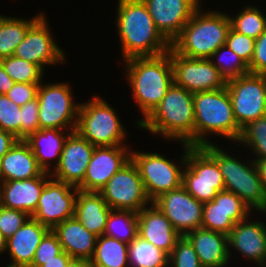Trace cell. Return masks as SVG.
<instances>
[{
  "mask_svg": "<svg viewBox=\"0 0 266 267\" xmlns=\"http://www.w3.org/2000/svg\"><path fill=\"white\" fill-rule=\"evenodd\" d=\"M115 26L124 60L158 56L169 51L171 43L157 29L142 0H118Z\"/></svg>",
  "mask_w": 266,
  "mask_h": 267,
  "instance_id": "6da1fadb",
  "label": "cell"
},
{
  "mask_svg": "<svg viewBox=\"0 0 266 267\" xmlns=\"http://www.w3.org/2000/svg\"><path fill=\"white\" fill-rule=\"evenodd\" d=\"M123 62L133 100L143 116L135 122L139 125L154 111L174 83L171 58L168 51L158 56L132 57Z\"/></svg>",
  "mask_w": 266,
  "mask_h": 267,
  "instance_id": "7a4b0ae2",
  "label": "cell"
},
{
  "mask_svg": "<svg viewBox=\"0 0 266 267\" xmlns=\"http://www.w3.org/2000/svg\"><path fill=\"white\" fill-rule=\"evenodd\" d=\"M194 94L173 83L165 97L138 128L163 139L194 146Z\"/></svg>",
  "mask_w": 266,
  "mask_h": 267,
  "instance_id": "3957f363",
  "label": "cell"
},
{
  "mask_svg": "<svg viewBox=\"0 0 266 267\" xmlns=\"http://www.w3.org/2000/svg\"><path fill=\"white\" fill-rule=\"evenodd\" d=\"M202 6L193 13L171 43V48L182 56L210 59L213 53L226 43L231 29L229 14L223 11H207L202 9Z\"/></svg>",
  "mask_w": 266,
  "mask_h": 267,
  "instance_id": "277c9868",
  "label": "cell"
},
{
  "mask_svg": "<svg viewBox=\"0 0 266 267\" xmlns=\"http://www.w3.org/2000/svg\"><path fill=\"white\" fill-rule=\"evenodd\" d=\"M194 146L213 143L208 135H216L233 141L240 137L241 129L234 117L227 88L194 93Z\"/></svg>",
  "mask_w": 266,
  "mask_h": 267,
  "instance_id": "5b68a950",
  "label": "cell"
},
{
  "mask_svg": "<svg viewBox=\"0 0 266 267\" xmlns=\"http://www.w3.org/2000/svg\"><path fill=\"white\" fill-rule=\"evenodd\" d=\"M201 147L218 163L225 182L224 190L240 197L252 212L255 209L258 213L266 214V192L254 160L240 161L215 142Z\"/></svg>",
  "mask_w": 266,
  "mask_h": 267,
  "instance_id": "8992f818",
  "label": "cell"
},
{
  "mask_svg": "<svg viewBox=\"0 0 266 267\" xmlns=\"http://www.w3.org/2000/svg\"><path fill=\"white\" fill-rule=\"evenodd\" d=\"M75 131L96 147L126 146L128 132L118 113L98 95L80 103Z\"/></svg>",
  "mask_w": 266,
  "mask_h": 267,
  "instance_id": "52a82bcc",
  "label": "cell"
},
{
  "mask_svg": "<svg viewBox=\"0 0 266 267\" xmlns=\"http://www.w3.org/2000/svg\"><path fill=\"white\" fill-rule=\"evenodd\" d=\"M183 147L179 164L157 152L131 151V159L137 165L147 197L153 202L160 195L182 185V174L186 165L187 144ZM181 164V165H180Z\"/></svg>",
  "mask_w": 266,
  "mask_h": 267,
  "instance_id": "ba28073f",
  "label": "cell"
},
{
  "mask_svg": "<svg viewBox=\"0 0 266 267\" xmlns=\"http://www.w3.org/2000/svg\"><path fill=\"white\" fill-rule=\"evenodd\" d=\"M67 82L40 83L39 129L76 130L80 103L73 99Z\"/></svg>",
  "mask_w": 266,
  "mask_h": 267,
  "instance_id": "9c48e42d",
  "label": "cell"
},
{
  "mask_svg": "<svg viewBox=\"0 0 266 267\" xmlns=\"http://www.w3.org/2000/svg\"><path fill=\"white\" fill-rule=\"evenodd\" d=\"M182 186L203 203L212 201L225 188L218 163L201 146L187 145Z\"/></svg>",
  "mask_w": 266,
  "mask_h": 267,
  "instance_id": "30bf717a",
  "label": "cell"
},
{
  "mask_svg": "<svg viewBox=\"0 0 266 267\" xmlns=\"http://www.w3.org/2000/svg\"><path fill=\"white\" fill-rule=\"evenodd\" d=\"M233 113L240 129L266 116V75L246 74L227 81Z\"/></svg>",
  "mask_w": 266,
  "mask_h": 267,
  "instance_id": "8fae6325",
  "label": "cell"
},
{
  "mask_svg": "<svg viewBox=\"0 0 266 267\" xmlns=\"http://www.w3.org/2000/svg\"><path fill=\"white\" fill-rule=\"evenodd\" d=\"M112 210L139 212L150 205L137 165L131 159L99 191Z\"/></svg>",
  "mask_w": 266,
  "mask_h": 267,
  "instance_id": "7c38bea8",
  "label": "cell"
},
{
  "mask_svg": "<svg viewBox=\"0 0 266 267\" xmlns=\"http://www.w3.org/2000/svg\"><path fill=\"white\" fill-rule=\"evenodd\" d=\"M174 83L191 93L219 90L227 81L213 65L211 59H194L169 49Z\"/></svg>",
  "mask_w": 266,
  "mask_h": 267,
  "instance_id": "4fadbf2b",
  "label": "cell"
},
{
  "mask_svg": "<svg viewBox=\"0 0 266 267\" xmlns=\"http://www.w3.org/2000/svg\"><path fill=\"white\" fill-rule=\"evenodd\" d=\"M48 18L43 14L27 31L13 56L38 65L43 71L47 65L64 64L66 53L52 36ZM54 37V38H53Z\"/></svg>",
  "mask_w": 266,
  "mask_h": 267,
  "instance_id": "5bb4252c",
  "label": "cell"
},
{
  "mask_svg": "<svg viewBox=\"0 0 266 267\" xmlns=\"http://www.w3.org/2000/svg\"><path fill=\"white\" fill-rule=\"evenodd\" d=\"M78 188L50 178L40 195L37 209L31 216L52 230L61 222L73 218Z\"/></svg>",
  "mask_w": 266,
  "mask_h": 267,
  "instance_id": "9a60e30c",
  "label": "cell"
},
{
  "mask_svg": "<svg viewBox=\"0 0 266 267\" xmlns=\"http://www.w3.org/2000/svg\"><path fill=\"white\" fill-rule=\"evenodd\" d=\"M152 203L163 212L181 236L201 228L204 203L195 199L182 185L160 195Z\"/></svg>",
  "mask_w": 266,
  "mask_h": 267,
  "instance_id": "2e32d148",
  "label": "cell"
},
{
  "mask_svg": "<svg viewBox=\"0 0 266 267\" xmlns=\"http://www.w3.org/2000/svg\"><path fill=\"white\" fill-rule=\"evenodd\" d=\"M252 215V210L233 192L222 190L203 204L201 228L229 235L236 223Z\"/></svg>",
  "mask_w": 266,
  "mask_h": 267,
  "instance_id": "e0dca14e",
  "label": "cell"
},
{
  "mask_svg": "<svg viewBox=\"0 0 266 267\" xmlns=\"http://www.w3.org/2000/svg\"><path fill=\"white\" fill-rule=\"evenodd\" d=\"M95 147L78 132H70L65 141L59 164L50 173L51 177L78 187L83 182Z\"/></svg>",
  "mask_w": 266,
  "mask_h": 267,
  "instance_id": "ac0fdd59",
  "label": "cell"
},
{
  "mask_svg": "<svg viewBox=\"0 0 266 267\" xmlns=\"http://www.w3.org/2000/svg\"><path fill=\"white\" fill-rule=\"evenodd\" d=\"M131 151L127 146L95 147L83 182L77 188L87 192L101 191L109 179L131 160Z\"/></svg>",
  "mask_w": 266,
  "mask_h": 267,
  "instance_id": "d6986e66",
  "label": "cell"
},
{
  "mask_svg": "<svg viewBox=\"0 0 266 267\" xmlns=\"http://www.w3.org/2000/svg\"><path fill=\"white\" fill-rule=\"evenodd\" d=\"M160 33L170 42L180 34L202 0H142Z\"/></svg>",
  "mask_w": 266,
  "mask_h": 267,
  "instance_id": "ffe728a7",
  "label": "cell"
},
{
  "mask_svg": "<svg viewBox=\"0 0 266 267\" xmlns=\"http://www.w3.org/2000/svg\"><path fill=\"white\" fill-rule=\"evenodd\" d=\"M266 223L248 217L236 223L228 235L229 259L234 249L259 267H266Z\"/></svg>",
  "mask_w": 266,
  "mask_h": 267,
  "instance_id": "44dd1931",
  "label": "cell"
},
{
  "mask_svg": "<svg viewBox=\"0 0 266 267\" xmlns=\"http://www.w3.org/2000/svg\"><path fill=\"white\" fill-rule=\"evenodd\" d=\"M50 178V173L44 171L40 176L30 179L0 182V205L32 216L37 209L42 190Z\"/></svg>",
  "mask_w": 266,
  "mask_h": 267,
  "instance_id": "7402d4cb",
  "label": "cell"
},
{
  "mask_svg": "<svg viewBox=\"0 0 266 267\" xmlns=\"http://www.w3.org/2000/svg\"><path fill=\"white\" fill-rule=\"evenodd\" d=\"M138 236L151 242L168 255L181 237L169 219L152 202L138 212Z\"/></svg>",
  "mask_w": 266,
  "mask_h": 267,
  "instance_id": "603a6c76",
  "label": "cell"
},
{
  "mask_svg": "<svg viewBox=\"0 0 266 267\" xmlns=\"http://www.w3.org/2000/svg\"><path fill=\"white\" fill-rule=\"evenodd\" d=\"M50 229L42 225L33 217L27 221L7 239L6 253L10 262L6 267H29L41 240Z\"/></svg>",
  "mask_w": 266,
  "mask_h": 267,
  "instance_id": "cb8c5ba5",
  "label": "cell"
},
{
  "mask_svg": "<svg viewBox=\"0 0 266 267\" xmlns=\"http://www.w3.org/2000/svg\"><path fill=\"white\" fill-rule=\"evenodd\" d=\"M185 237L193 245L203 267H226L229 264L227 235L197 228Z\"/></svg>",
  "mask_w": 266,
  "mask_h": 267,
  "instance_id": "d4e9b609",
  "label": "cell"
},
{
  "mask_svg": "<svg viewBox=\"0 0 266 267\" xmlns=\"http://www.w3.org/2000/svg\"><path fill=\"white\" fill-rule=\"evenodd\" d=\"M52 231L56 234L63 251L71 258H93L97 236L89 232L75 217L61 222Z\"/></svg>",
  "mask_w": 266,
  "mask_h": 267,
  "instance_id": "484cf974",
  "label": "cell"
},
{
  "mask_svg": "<svg viewBox=\"0 0 266 267\" xmlns=\"http://www.w3.org/2000/svg\"><path fill=\"white\" fill-rule=\"evenodd\" d=\"M43 172L24 140H18L0 159V182L30 179Z\"/></svg>",
  "mask_w": 266,
  "mask_h": 267,
  "instance_id": "4316f807",
  "label": "cell"
},
{
  "mask_svg": "<svg viewBox=\"0 0 266 267\" xmlns=\"http://www.w3.org/2000/svg\"><path fill=\"white\" fill-rule=\"evenodd\" d=\"M72 131L75 130L38 129L24 140L45 172L51 173L53 167L59 164L65 141ZM51 160H55V166H52Z\"/></svg>",
  "mask_w": 266,
  "mask_h": 267,
  "instance_id": "83f0119b",
  "label": "cell"
},
{
  "mask_svg": "<svg viewBox=\"0 0 266 267\" xmlns=\"http://www.w3.org/2000/svg\"><path fill=\"white\" fill-rule=\"evenodd\" d=\"M111 210L99 192L78 190L74 217L97 237L104 234L107 218Z\"/></svg>",
  "mask_w": 266,
  "mask_h": 267,
  "instance_id": "f1b7e54d",
  "label": "cell"
},
{
  "mask_svg": "<svg viewBox=\"0 0 266 267\" xmlns=\"http://www.w3.org/2000/svg\"><path fill=\"white\" fill-rule=\"evenodd\" d=\"M43 15L31 19L14 18L0 15V59L12 56L17 46L23 41L29 28Z\"/></svg>",
  "mask_w": 266,
  "mask_h": 267,
  "instance_id": "f546056e",
  "label": "cell"
},
{
  "mask_svg": "<svg viewBox=\"0 0 266 267\" xmlns=\"http://www.w3.org/2000/svg\"><path fill=\"white\" fill-rule=\"evenodd\" d=\"M90 261L93 267H129L128 244L101 235L97 237L95 253Z\"/></svg>",
  "mask_w": 266,
  "mask_h": 267,
  "instance_id": "4dcf8cb0",
  "label": "cell"
},
{
  "mask_svg": "<svg viewBox=\"0 0 266 267\" xmlns=\"http://www.w3.org/2000/svg\"><path fill=\"white\" fill-rule=\"evenodd\" d=\"M129 267H169V255L137 236L128 244Z\"/></svg>",
  "mask_w": 266,
  "mask_h": 267,
  "instance_id": "1f68e13d",
  "label": "cell"
},
{
  "mask_svg": "<svg viewBox=\"0 0 266 267\" xmlns=\"http://www.w3.org/2000/svg\"><path fill=\"white\" fill-rule=\"evenodd\" d=\"M103 235L129 244L138 236V213L132 210H111Z\"/></svg>",
  "mask_w": 266,
  "mask_h": 267,
  "instance_id": "d6a6232c",
  "label": "cell"
},
{
  "mask_svg": "<svg viewBox=\"0 0 266 267\" xmlns=\"http://www.w3.org/2000/svg\"><path fill=\"white\" fill-rule=\"evenodd\" d=\"M229 18L235 31L254 39L266 30V15L257 6L246 5L235 16L229 15Z\"/></svg>",
  "mask_w": 266,
  "mask_h": 267,
  "instance_id": "836d02e7",
  "label": "cell"
},
{
  "mask_svg": "<svg viewBox=\"0 0 266 267\" xmlns=\"http://www.w3.org/2000/svg\"><path fill=\"white\" fill-rule=\"evenodd\" d=\"M236 143L251 148V153L255 154L253 160L266 159V116L243 127Z\"/></svg>",
  "mask_w": 266,
  "mask_h": 267,
  "instance_id": "e575fe53",
  "label": "cell"
},
{
  "mask_svg": "<svg viewBox=\"0 0 266 267\" xmlns=\"http://www.w3.org/2000/svg\"><path fill=\"white\" fill-rule=\"evenodd\" d=\"M5 72L14 82L41 83L44 72L38 65L15 56L0 59Z\"/></svg>",
  "mask_w": 266,
  "mask_h": 267,
  "instance_id": "d590c367",
  "label": "cell"
},
{
  "mask_svg": "<svg viewBox=\"0 0 266 267\" xmlns=\"http://www.w3.org/2000/svg\"><path fill=\"white\" fill-rule=\"evenodd\" d=\"M210 59L226 81L250 73L248 65L227 45L219 47Z\"/></svg>",
  "mask_w": 266,
  "mask_h": 267,
  "instance_id": "8d00e7d4",
  "label": "cell"
},
{
  "mask_svg": "<svg viewBox=\"0 0 266 267\" xmlns=\"http://www.w3.org/2000/svg\"><path fill=\"white\" fill-rule=\"evenodd\" d=\"M21 106L0 94V129L21 140Z\"/></svg>",
  "mask_w": 266,
  "mask_h": 267,
  "instance_id": "74e56055",
  "label": "cell"
},
{
  "mask_svg": "<svg viewBox=\"0 0 266 267\" xmlns=\"http://www.w3.org/2000/svg\"><path fill=\"white\" fill-rule=\"evenodd\" d=\"M169 267H203L193 245L181 236L169 255Z\"/></svg>",
  "mask_w": 266,
  "mask_h": 267,
  "instance_id": "f35d334b",
  "label": "cell"
},
{
  "mask_svg": "<svg viewBox=\"0 0 266 267\" xmlns=\"http://www.w3.org/2000/svg\"><path fill=\"white\" fill-rule=\"evenodd\" d=\"M225 45L237 54L247 65L250 64L255 48L254 38L243 35L231 27Z\"/></svg>",
  "mask_w": 266,
  "mask_h": 267,
  "instance_id": "ab89813d",
  "label": "cell"
},
{
  "mask_svg": "<svg viewBox=\"0 0 266 267\" xmlns=\"http://www.w3.org/2000/svg\"><path fill=\"white\" fill-rule=\"evenodd\" d=\"M29 217L26 212L0 205V232L8 239Z\"/></svg>",
  "mask_w": 266,
  "mask_h": 267,
  "instance_id": "60d3db41",
  "label": "cell"
},
{
  "mask_svg": "<svg viewBox=\"0 0 266 267\" xmlns=\"http://www.w3.org/2000/svg\"><path fill=\"white\" fill-rule=\"evenodd\" d=\"M21 140L39 129V102L35 98L21 106Z\"/></svg>",
  "mask_w": 266,
  "mask_h": 267,
  "instance_id": "b9f144b4",
  "label": "cell"
},
{
  "mask_svg": "<svg viewBox=\"0 0 266 267\" xmlns=\"http://www.w3.org/2000/svg\"><path fill=\"white\" fill-rule=\"evenodd\" d=\"M63 252L56 234L49 230L36 249L33 261H49Z\"/></svg>",
  "mask_w": 266,
  "mask_h": 267,
  "instance_id": "7bdbcfd3",
  "label": "cell"
},
{
  "mask_svg": "<svg viewBox=\"0 0 266 267\" xmlns=\"http://www.w3.org/2000/svg\"><path fill=\"white\" fill-rule=\"evenodd\" d=\"M40 83H22L15 82L14 85L6 93V96L14 104L23 106L27 102L37 98Z\"/></svg>",
  "mask_w": 266,
  "mask_h": 267,
  "instance_id": "ee69618b",
  "label": "cell"
},
{
  "mask_svg": "<svg viewBox=\"0 0 266 267\" xmlns=\"http://www.w3.org/2000/svg\"><path fill=\"white\" fill-rule=\"evenodd\" d=\"M248 68L252 74L266 75V30L255 39L254 54Z\"/></svg>",
  "mask_w": 266,
  "mask_h": 267,
  "instance_id": "f6af8a7d",
  "label": "cell"
},
{
  "mask_svg": "<svg viewBox=\"0 0 266 267\" xmlns=\"http://www.w3.org/2000/svg\"><path fill=\"white\" fill-rule=\"evenodd\" d=\"M72 258L63 251L61 254L54 256L49 261H33L29 267H67Z\"/></svg>",
  "mask_w": 266,
  "mask_h": 267,
  "instance_id": "bcb514c9",
  "label": "cell"
},
{
  "mask_svg": "<svg viewBox=\"0 0 266 267\" xmlns=\"http://www.w3.org/2000/svg\"><path fill=\"white\" fill-rule=\"evenodd\" d=\"M19 139L11 133L0 129V159L16 144Z\"/></svg>",
  "mask_w": 266,
  "mask_h": 267,
  "instance_id": "7dc6e473",
  "label": "cell"
},
{
  "mask_svg": "<svg viewBox=\"0 0 266 267\" xmlns=\"http://www.w3.org/2000/svg\"><path fill=\"white\" fill-rule=\"evenodd\" d=\"M14 83V80L5 72L0 61V94H6Z\"/></svg>",
  "mask_w": 266,
  "mask_h": 267,
  "instance_id": "c3c4849f",
  "label": "cell"
},
{
  "mask_svg": "<svg viewBox=\"0 0 266 267\" xmlns=\"http://www.w3.org/2000/svg\"><path fill=\"white\" fill-rule=\"evenodd\" d=\"M254 162L266 192V159L254 160Z\"/></svg>",
  "mask_w": 266,
  "mask_h": 267,
  "instance_id": "681fc988",
  "label": "cell"
},
{
  "mask_svg": "<svg viewBox=\"0 0 266 267\" xmlns=\"http://www.w3.org/2000/svg\"><path fill=\"white\" fill-rule=\"evenodd\" d=\"M67 267H93L90 260L72 258Z\"/></svg>",
  "mask_w": 266,
  "mask_h": 267,
  "instance_id": "f907efd6",
  "label": "cell"
},
{
  "mask_svg": "<svg viewBox=\"0 0 266 267\" xmlns=\"http://www.w3.org/2000/svg\"><path fill=\"white\" fill-rule=\"evenodd\" d=\"M7 248V238L0 232V255L5 253Z\"/></svg>",
  "mask_w": 266,
  "mask_h": 267,
  "instance_id": "816d5d0a",
  "label": "cell"
}]
</instances>
